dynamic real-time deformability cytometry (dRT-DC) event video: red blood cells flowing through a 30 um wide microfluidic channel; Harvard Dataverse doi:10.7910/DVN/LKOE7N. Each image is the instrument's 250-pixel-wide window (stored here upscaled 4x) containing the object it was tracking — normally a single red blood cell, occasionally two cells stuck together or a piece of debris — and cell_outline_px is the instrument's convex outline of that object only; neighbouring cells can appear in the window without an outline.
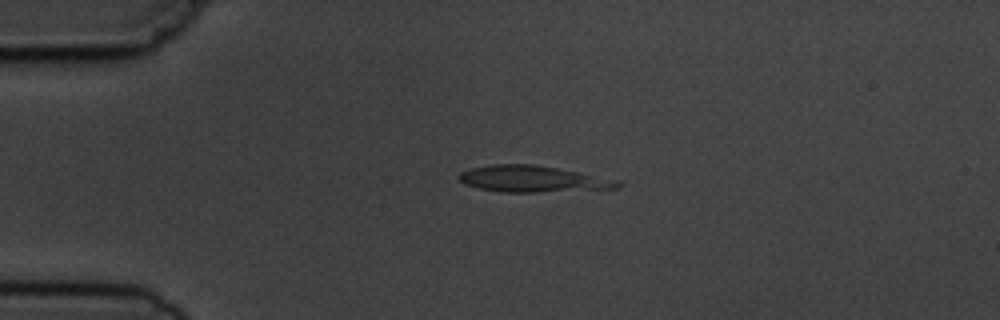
{"species": "common noctule bat (a hibernating species)", "species_latin": "Nyctalus noctula", "temperature_condition": "cold", "stored_images_in_passage": 4, "camera_frame_rate_fps": 3000, "um_per_image_px": 0.085, "animal": {"sex": "male", "body_mass_g": 19.5, "forearm_length_mm": 54.6}, "frame": {"image": 1, "passage_image": 3, "time_ms": 2.333, "image_size_px": [1000, 320], "cell_outline_px": [[624, 184], [620, 188], [536, 192], [500, 192], [480, 188], [464, 184], [456, 176], [460, 172], [472, 168], [492, 164], [532, 164], [580, 172], [620, 180]], "centroid_in_image_um": [45.31, 15.21], "position_along_channel_um": 39.7, "area_um2": 24.45}}